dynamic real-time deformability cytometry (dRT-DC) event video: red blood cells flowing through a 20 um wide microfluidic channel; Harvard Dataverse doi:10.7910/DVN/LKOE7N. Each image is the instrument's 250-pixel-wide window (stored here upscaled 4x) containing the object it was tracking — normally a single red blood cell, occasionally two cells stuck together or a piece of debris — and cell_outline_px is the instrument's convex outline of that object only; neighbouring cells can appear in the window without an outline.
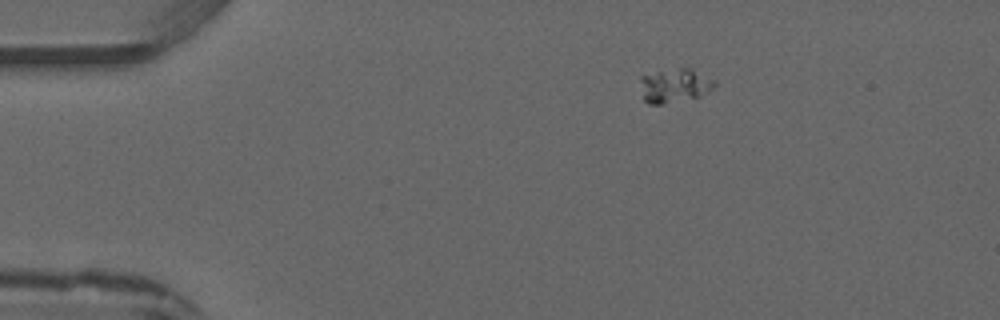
{"species": "common noctule bat (a hibernating species)", "species_latin": "Nyctalus noctula", "temperature_condition": "warm", "stored_images_in_passage": 2, "camera_frame_rate_fps": 3000, "um_per_image_px": 0.085, "animal": {"sex": "male", "forearm_length_mm": 52.5}, "frame": {"image": 1, "passage_image": 1, "time_ms": 0.0, "image_size_px": [1000, 320], "cell_outline_px": [[716, 84], [708, 92], [700, 96], [660, 104], [648, 104], [644, 100], [640, 80], [640, 76], [656, 72], [680, 68], [692, 68], [716, 80]], "centroid_in_image_um": [57.37, 7.26], "position_along_channel_um": 27.6, "area_um2": 14.57}}